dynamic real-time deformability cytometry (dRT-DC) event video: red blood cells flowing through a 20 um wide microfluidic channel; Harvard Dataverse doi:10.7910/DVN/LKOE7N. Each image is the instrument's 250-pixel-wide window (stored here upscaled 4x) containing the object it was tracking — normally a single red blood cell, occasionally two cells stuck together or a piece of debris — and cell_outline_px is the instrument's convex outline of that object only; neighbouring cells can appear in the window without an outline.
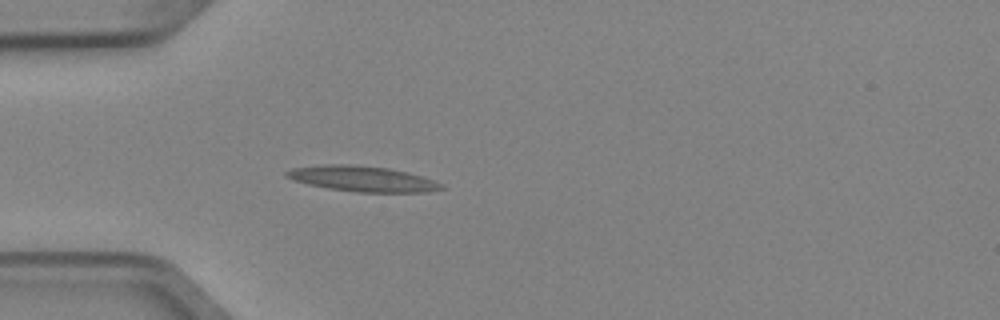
{"species": "Egyptian fruit bat (a non-hibernating species)", "species_latin": "Rousettus aegyptiacus", "temperature_condition": "cold", "stored_images_in_passage": 2, "camera_frame_rate_fps": 3000, "um_per_image_px": 0.085, "animal": {"sex": "female"}, "frame": {"image": 1, "passage_image": 2, "time_ms": 0.333, "image_size_px": [1000, 320], "cell_outline_px": [[444, 188], [428, 192], [356, 192], [328, 188], [308, 184], [292, 180], [284, 176], [284, 172], [292, 168], [324, 164], [352, 164], [388, 168], [420, 176], [444, 184]], "centroid_in_image_um": [30.75, 15.19], "position_along_channel_um": 54.2, "area_um2": 22.95}}